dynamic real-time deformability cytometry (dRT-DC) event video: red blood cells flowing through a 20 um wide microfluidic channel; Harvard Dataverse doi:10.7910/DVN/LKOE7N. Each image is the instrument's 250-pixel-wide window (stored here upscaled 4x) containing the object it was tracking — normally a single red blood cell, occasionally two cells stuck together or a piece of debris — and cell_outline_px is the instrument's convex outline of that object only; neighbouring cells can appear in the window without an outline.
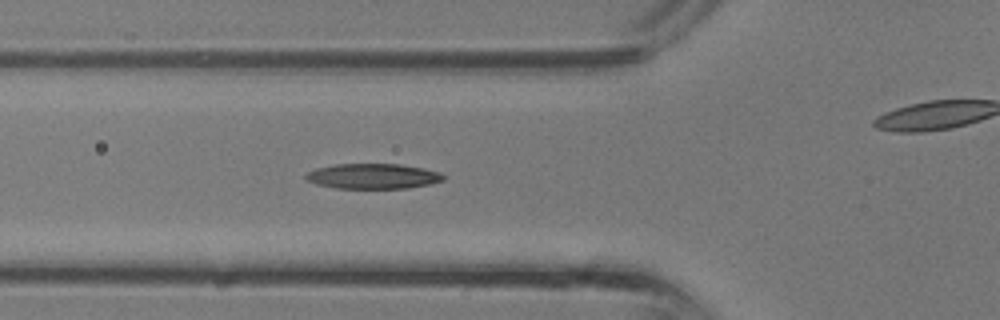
{"species": "common noctule bat (a hibernating species)", "species_latin": "Nyctalus noctula", "temperature_condition": "room temperature", "stored_images_in_passage": 30, "camera_frame_rate_fps": 3000, "um_per_image_px": 0.085, "animal": {"sex": "male", "body_mass_g": 13.3}, "frame": {"image": 1, "passage_image": 6, "time_ms": 1.667, "image_size_px": [1000, 320], "cell_outline_px": [[444, 180], [432, 184], [408, 188], [336, 188], [316, 184], [304, 180], [304, 176], [308, 172], [316, 168], [336, 164], [400, 164], [424, 168], [440, 172], [444, 176]], "centroid_in_image_um": [31.7, 14.98], "position_along_channel_um": 94.1, "area_um2": 20.35}}
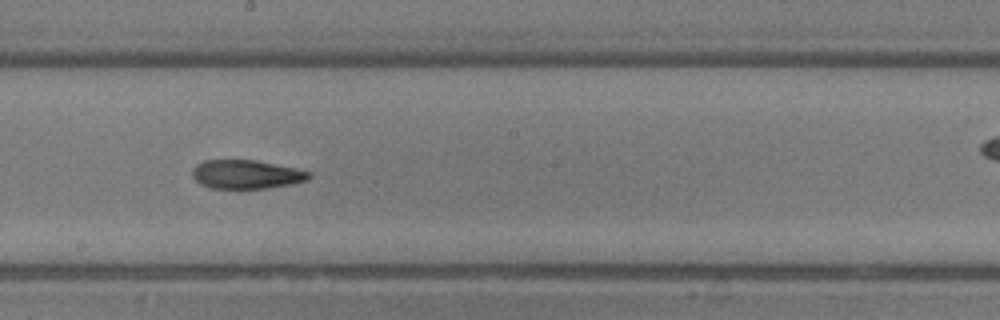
{"frame": {"image": 2, "passage_image": 13, "time_ms": 4.0, "image_size_px": [1000, 320], "cell_outline_px": [[312, 176], [308, 180], [292, 184], [268, 188], [212, 188], [200, 184], [192, 176], [192, 168], [196, 164], [204, 160], [256, 160], [312, 172]], "centroid_in_image_um": [20.94, 14.82], "position_along_channel_um": 227.3, "area_um2": 19.59}}
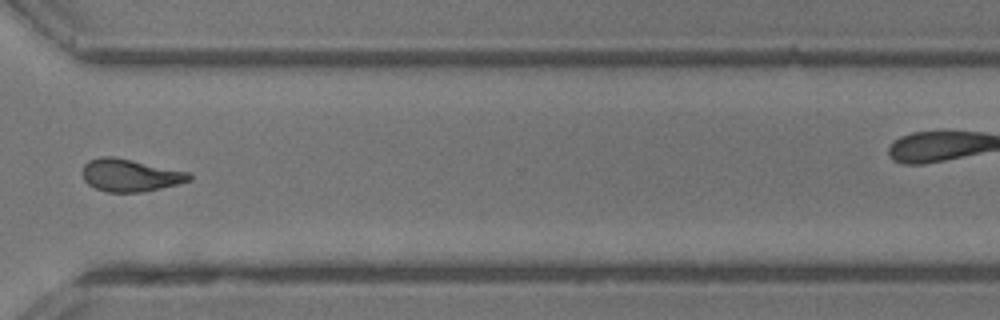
{"frame": {"image": 3, "passage_image": 20, "time_ms": 6.333, "image_size_px": [1000, 320], "cell_outline_px": [[192, 180], [160, 188], [140, 192], [108, 192], [96, 188], [88, 184], [84, 180], [80, 172], [84, 164], [88, 160], [100, 156], [112, 156], [188, 172], [192, 176]], "centroid_in_image_um": [11.0, 14.89], "position_along_channel_um": 359.6, "area_um2": 20.11}}